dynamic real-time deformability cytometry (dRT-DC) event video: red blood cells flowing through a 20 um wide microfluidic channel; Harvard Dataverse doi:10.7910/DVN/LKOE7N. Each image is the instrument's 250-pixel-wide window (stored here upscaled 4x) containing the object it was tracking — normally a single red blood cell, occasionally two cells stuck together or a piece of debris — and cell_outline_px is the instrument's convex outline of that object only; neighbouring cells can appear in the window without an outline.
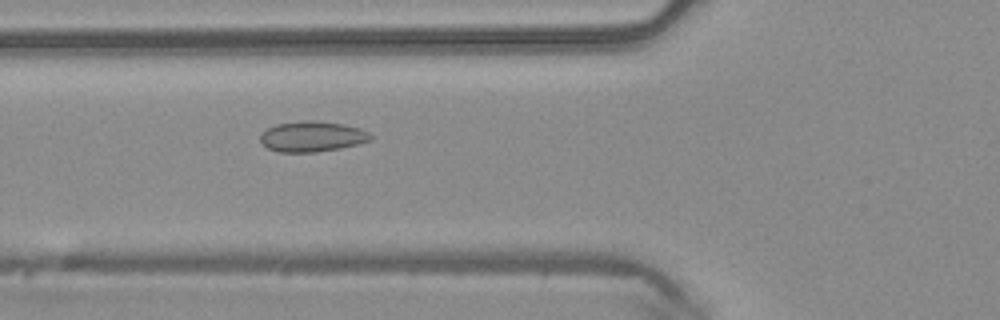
{"species": "common noctule bat (a hibernating species)", "species_latin": "Nyctalus noctula", "temperature_condition": "warm", "stored_images_in_passage": 24, "camera_frame_rate_fps": 3000, "um_per_image_px": 0.085, "animal": {"sex": "male", "body_mass_g": 20.4}, "frame": {"image": 1, "passage_image": 7, "time_ms": 2.0, "image_size_px": [1000, 320], "cell_outline_px": [[372, 140], [360, 144], [340, 148], [316, 152], [280, 152], [268, 148], [260, 140], [260, 136], [268, 128], [276, 124], [308, 120], [316, 120], [344, 124], [360, 128], [368, 132], [372, 136]], "centroid_in_image_um": [26.58, 11.6], "position_along_channel_um": 99.2, "area_um2": 19.59}}
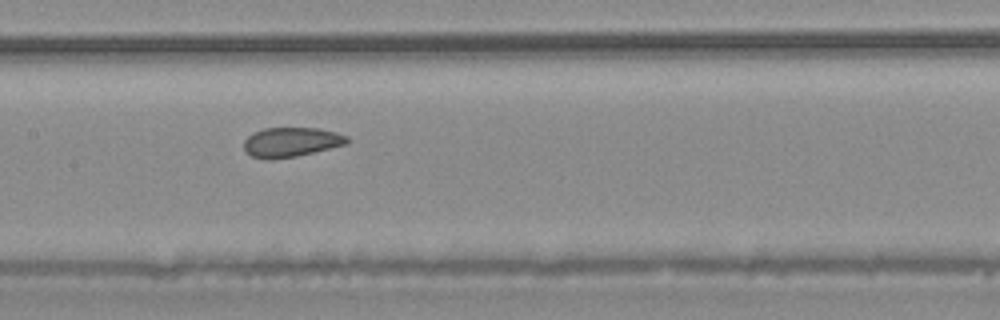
{"frame": {"image": 2, "passage_image": 13, "time_ms": 4.0, "image_size_px": [1000, 320], "cell_outline_px": [[352, 140], [348, 144], [296, 156], [268, 160], [252, 156], [244, 152], [244, 140], [248, 136], [264, 128], [320, 128], [336, 132], [348, 136]], "centroid_in_image_um": [24.78, 12.08], "position_along_channel_um": 182.6, "area_um2": 17.92}}
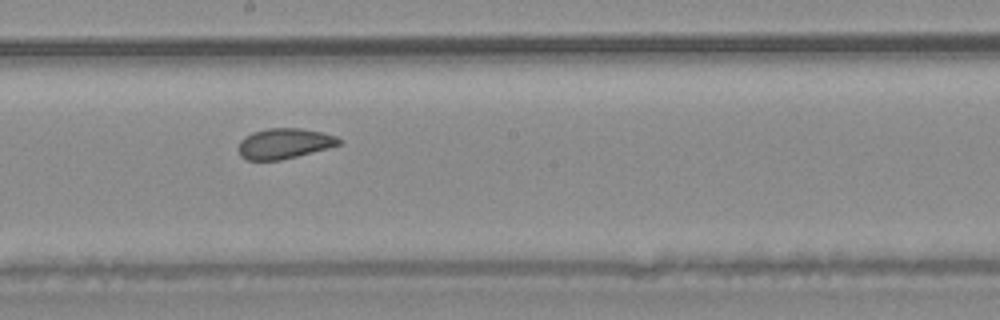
{"frame": {"image": 3, "passage_image": 16, "time_ms": 5.0, "image_size_px": [1000, 320], "cell_outline_px": [[344, 140], [340, 144], [328, 148], [280, 160], [248, 160], [240, 156], [236, 148], [240, 140], [244, 136], [252, 132], [268, 128], [300, 128], [320, 132], [336, 136]], "centroid_in_image_um": [24.12, 12.19], "position_along_channel_um": 224.1, "area_um2": 17.92}}